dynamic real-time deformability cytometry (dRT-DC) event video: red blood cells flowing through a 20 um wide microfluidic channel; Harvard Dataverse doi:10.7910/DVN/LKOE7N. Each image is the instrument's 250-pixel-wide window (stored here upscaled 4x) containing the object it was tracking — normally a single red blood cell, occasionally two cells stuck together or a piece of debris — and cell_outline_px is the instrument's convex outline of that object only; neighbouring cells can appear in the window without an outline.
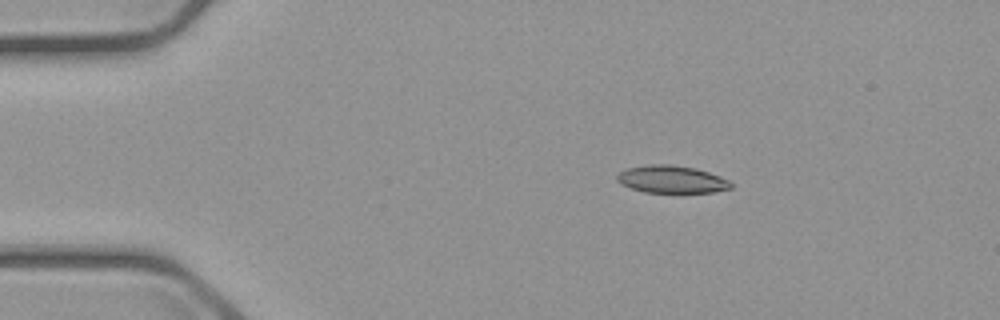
{"species": "common noctule bat (a hibernating species)", "species_latin": "Nyctalus noctula", "temperature_condition": "cold", "stored_images_in_passage": 4, "camera_frame_rate_fps": 3000, "um_per_image_px": 0.085, "animal": {"sex": "male", "body_mass_g": 23.1, "forearm_length_mm": 52.7}, "frame": {"image": 1, "passage_image": 2, "time_ms": 1.333, "image_size_px": [1000, 320], "cell_outline_px": [[732, 188], [712, 192], [644, 192], [632, 188], [616, 180], [616, 176], [620, 172], [628, 168], [648, 164], [672, 164], [696, 168], [720, 176], [728, 180], [732, 184]], "centroid_in_image_um": [57.1, 15.23], "position_along_channel_um": 27.9, "area_um2": 18.09}}